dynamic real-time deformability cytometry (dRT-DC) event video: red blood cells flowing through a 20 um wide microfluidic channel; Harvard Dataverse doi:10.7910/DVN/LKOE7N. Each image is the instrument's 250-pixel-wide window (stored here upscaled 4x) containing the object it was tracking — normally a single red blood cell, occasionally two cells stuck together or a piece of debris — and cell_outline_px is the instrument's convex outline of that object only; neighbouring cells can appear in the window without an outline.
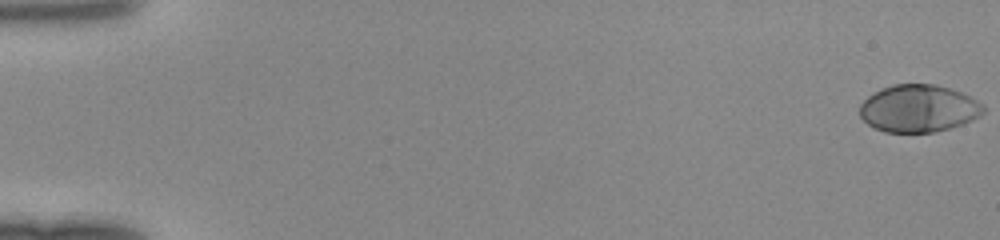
{"species": "human", "species_latin": "Homo sapiens", "temperature_condition": "room temperature", "stored_images_in_passage": 12, "camera_frame_rate_fps": 3000, "um_per_image_px": 0.085, "donor": {"sex": "female"}, "frame": {"image": 1, "passage_image": 1, "time_ms": 0.0, "image_size_px": [1000, 240], "cell_outline_px": [[984, 112], [980, 116], [964, 124], [932, 132], [884, 132], [868, 124], [860, 116], [860, 104], [868, 96], [892, 84], [936, 84], [960, 92], [984, 104]], "centroid_in_image_um": [78.09, 9.22], "position_along_channel_um": 6.9, "area_um2": 33.93}}